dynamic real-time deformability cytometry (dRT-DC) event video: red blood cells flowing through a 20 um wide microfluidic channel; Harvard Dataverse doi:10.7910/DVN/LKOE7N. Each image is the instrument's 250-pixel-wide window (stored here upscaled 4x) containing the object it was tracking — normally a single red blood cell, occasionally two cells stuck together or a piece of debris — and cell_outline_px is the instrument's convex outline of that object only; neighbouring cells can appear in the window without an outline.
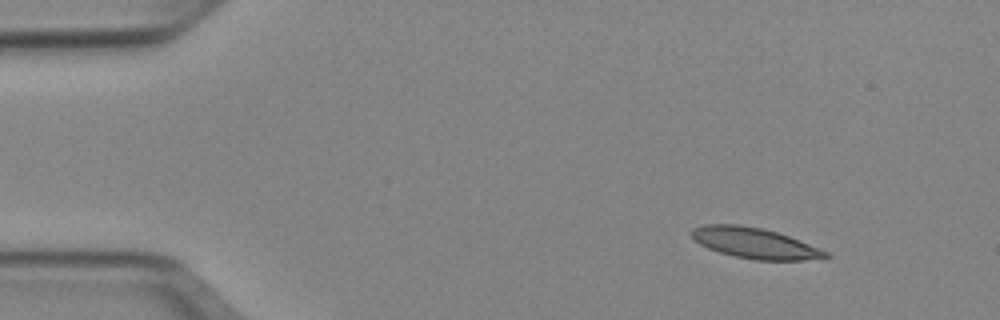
{"species": "Egyptian fruit bat (a non-hibernating species)", "species_latin": "Rousettus aegyptiacus", "temperature_condition": "cold", "stored_images_in_passage": 46, "camera_frame_rate_fps": 3000, "um_per_image_px": 0.085, "animal": {"sex": "female"}, "frame": {"image": 1, "passage_image": 1, "time_ms": 0.0, "image_size_px": [1000, 320], "cell_outline_px": [[832, 256], [804, 260], [756, 260], [736, 256], [720, 252], [708, 248], [692, 240], [692, 228], [704, 224], [740, 224], [764, 228], [788, 236], [828, 252]], "centroid_in_image_um": [64.11, 20.65], "position_along_channel_um": 20.9, "area_um2": 23.76}}
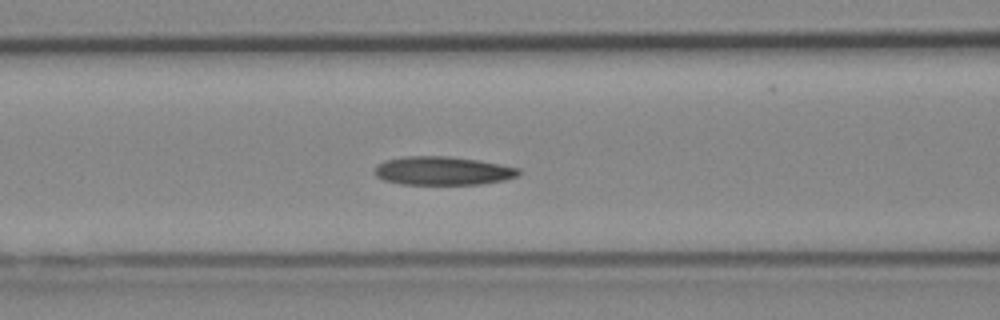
{"frame": {"image": 2, "passage_image": 16, "time_ms": 5.0, "image_size_px": [1000, 320], "cell_outline_px": [[520, 172], [516, 176], [504, 180], [480, 184], [400, 184], [384, 180], [376, 176], [372, 172], [384, 160], [404, 156], [452, 156], [480, 160], [520, 168]], "centroid_in_image_um": [37.62, 14.51], "position_along_channel_um": 129.0, "area_um2": 24.04}}
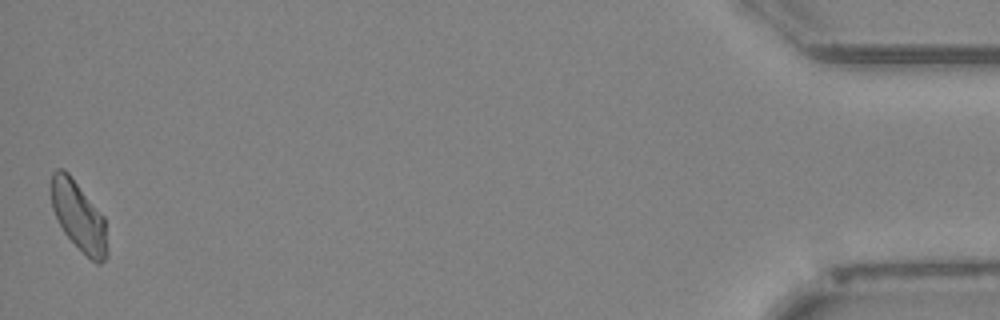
{"frame": {"image": 3, "passage_image": 46, "time_ms": 15.0, "image_size_px": [1000, 320], "cell_outline_px": [[108, 256], [100, 264], [96, 264], [64, 232], [52, 208], [52, 172], [56, 168], [64, 168], [68, 172], [104, 216], [108, 248]], "centroid_in_image_um": [6.72, 18.37], "position_along_channel_um": 428.5, "area_um2": 22.37}}